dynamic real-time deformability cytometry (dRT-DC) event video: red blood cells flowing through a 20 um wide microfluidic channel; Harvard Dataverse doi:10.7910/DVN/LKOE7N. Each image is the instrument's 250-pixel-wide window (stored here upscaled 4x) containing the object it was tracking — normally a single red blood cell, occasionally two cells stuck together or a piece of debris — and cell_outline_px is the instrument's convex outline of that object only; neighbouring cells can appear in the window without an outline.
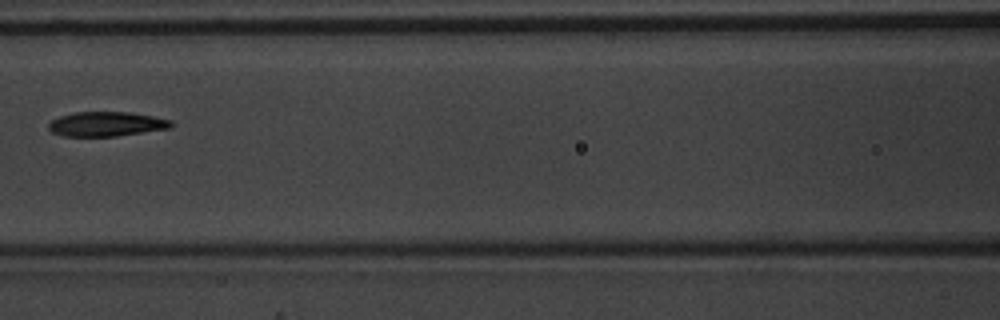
{"species": "common noctule bat (a hibernating species)", "species_latin": "Nyctalus noctula", "temperature_condition": "warm", "stored_images_in_passage": 4, "camera_frame_rate_fps": 3000, "um_per_image_px": 0.085, "animal": {"sex": "male", "body_mass_g": 20.1, "forearm_length_mm": 53.5}, "frame": {"image": 1, "passage_image": 3, "time_ms": 0.667, "image_size_px": [1000, 320], "cell_outline_px": [[172, 128], [116, 136], [64, 136], [52, 132], [48, 128], [48, 124], [52, 120], [60, 116], [76, 112], [128, 112], [152, 116], [172, 120]], "centroid_in_image_um": [9.05, 10.54], "position_along_channel_um": 157.5, "area_um2": 17.46}}
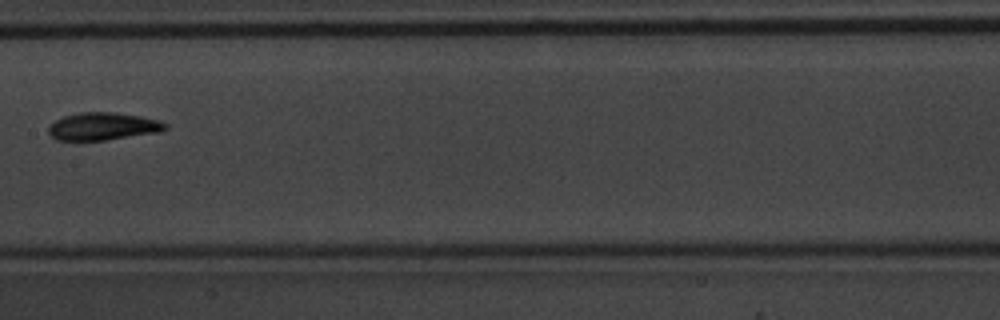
{"frame": {"image": 2, "passage_image": 4, "time_ms": 1.0, "image_size_px": [1000, 320], "cell_outline_px": [[168, 128], [160, 132], [104, 140], [56, 140], [48, 132], [48, 128], [56, 120], [64, 116], [80, 112], [112, 112], [140, 116], [156, 120], [168, 124]], "centroid_in_image_um": [8.76, 10.74], "position_along_channel_um": 198.6, "area_um2": 18.61}}